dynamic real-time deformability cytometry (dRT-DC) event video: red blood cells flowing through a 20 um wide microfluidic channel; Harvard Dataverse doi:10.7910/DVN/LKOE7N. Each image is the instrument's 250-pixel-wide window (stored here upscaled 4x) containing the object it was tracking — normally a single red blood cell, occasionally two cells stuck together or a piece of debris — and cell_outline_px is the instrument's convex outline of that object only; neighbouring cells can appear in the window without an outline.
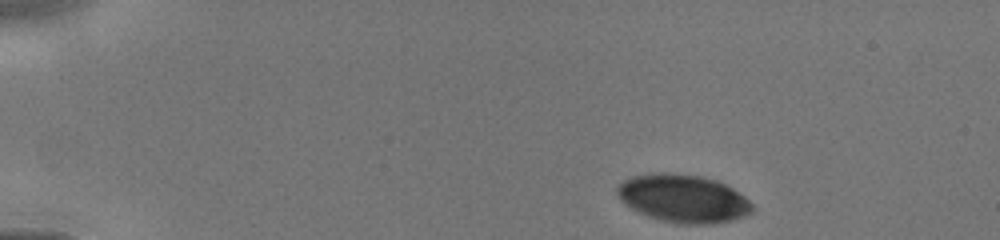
{"species": "human", "species_latin": "Homo sapiens", "temperature_condition": "cold", "stored_images_in_passage": 13, "camera_frame_rate_fps": 3000, "um_per_image_px": 0.085, "donor": {"sex": "male"}, "frame": {"image": 1, "passage_image": 1, "time_ms": 0.0, "image_size_px": [1000, 240], "cell_outline_px": [[756, 208], [752, 212], [744, 216], [732, 220], [704, 224], [676, 224], [660, 220], [648, 216], [624, 204], [620, 200], [616, 192], [616, 188], [624, 180], [632, 176], [664, 172], [700, 176], [716, 180], [732, 188], [744, 196]], "centroid_in_image_um": [58.07, 16.88], "position_along_channel_um": 26.9, "area_um2": 37.63}}
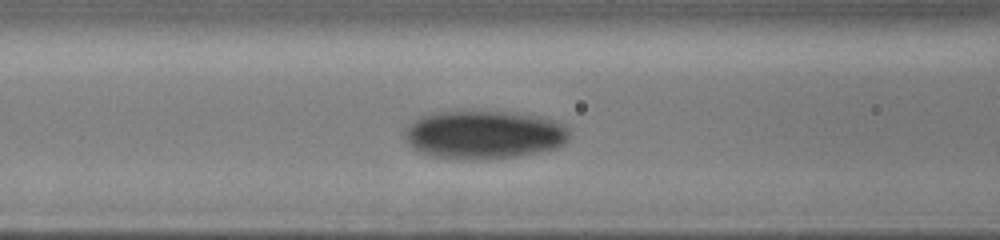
{"frame": {"image": 2, "passage_image": 11, "time_ms": 4.333, "image_size_px": [1000, 240], "cell_outline_px": [[568, 140], [564, 144], [556, 148], [520, 156], [480, 160], [432, 156], [420, 152], [412, 148], [408, 144], [404, 136], [404, 128], [408, 124], [420, 116], [432, 112], [472, 108], [512, 112], [540, 116], [556, 120], [564, 124], [568, 128]], "centroid_in_image_um": [41.11, 11.4], "position_along_channel_um": 125.5, "area_um2": 47.92}}
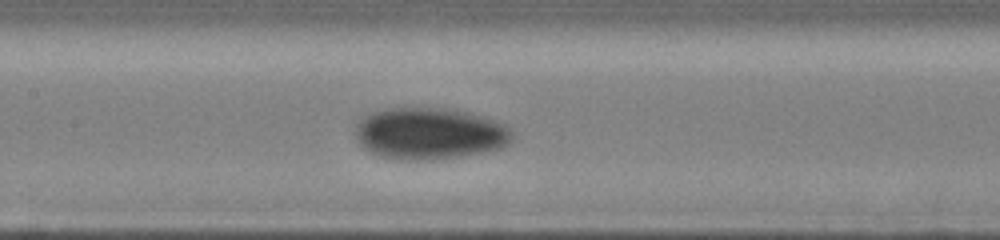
{"frame": {"image": 3, "passage_image": 13, "time_ms": 5.333, "image_size_px": [1000, 240], "cell_outline_px": [[512, 140], [508, 144], [500, 148], [484, 152], [460, 156], [428, 160], [396, 160], [380, 156], [364, 148], [356, 140], [356, 124], [368, 112], [388, 108], [444, 108], [468, 112], [504, 124], [512, 132]], "centroid_in_image_um": [36.47, 11.35], "position_along_channel_um": 170.9, "area_um2": 47.28}}